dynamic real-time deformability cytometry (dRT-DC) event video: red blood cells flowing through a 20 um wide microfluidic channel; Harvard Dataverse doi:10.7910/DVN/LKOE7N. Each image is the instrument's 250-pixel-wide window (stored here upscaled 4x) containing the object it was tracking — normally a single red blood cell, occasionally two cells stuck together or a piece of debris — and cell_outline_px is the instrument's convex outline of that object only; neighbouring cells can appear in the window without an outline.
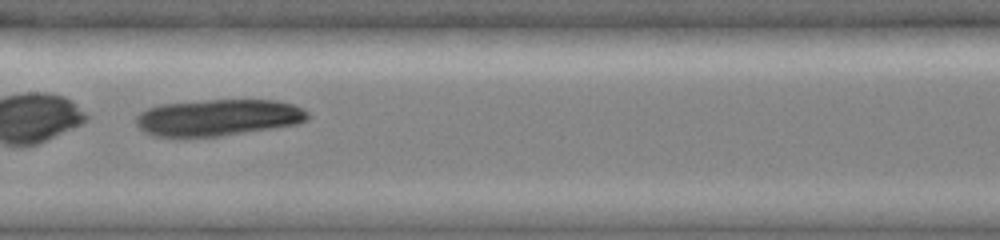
{"species": "common noctule bat (a hibernating species)", "species_latin": "Nyctalus noctula", "temperature_condition": "cold", "stored_images_in_passage": 46, "camera_frame_rate_fps": 3000, "um_per_image_px": 0.085, "animal": {"sex": "female", "body_mass_g": 19.0, "forearm_length_mm": 51.5}, "frame": {"image": 1, "passage_image": 24, "time_ms": 7.667, "image_size_px": [1000, 240], "cell_outline_px": [[312, 116], [308, 120], [296, 124], [272, 128], [220, 136], [180, 140], [176, 140], [156, 136], [144, 132], [136, 124], [136, 116], [140, 112], [148, 108], [160, 104], [204, 100], [276, 100], [292, 104], [304, 108]], "centroid_in_image_um": [18.5, 10.02], "position_along_channel_um": 188.9, "area_um2": 37.57}}